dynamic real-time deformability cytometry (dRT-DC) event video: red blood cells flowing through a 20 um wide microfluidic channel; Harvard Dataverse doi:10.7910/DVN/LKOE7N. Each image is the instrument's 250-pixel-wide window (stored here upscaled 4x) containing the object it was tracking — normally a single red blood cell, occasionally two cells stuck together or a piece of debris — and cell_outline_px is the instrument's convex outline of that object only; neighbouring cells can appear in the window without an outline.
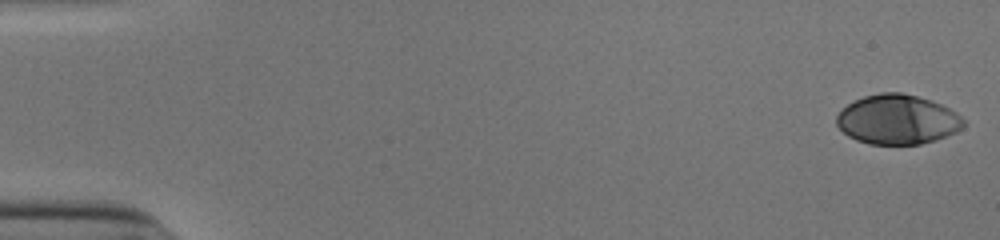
{"species": "human", "species_latin": "Homo sapiens", "temperature_condition": "cold", "stored_images_in_passage": 53, "camera_frame_rate_fps": 3000, "um_per_image_px": 0.085, "donor": {"sex": "male"}, "frame": {"image": 1, "passage_image": 1, "time_ms": 0.0, "image_size_px": [1000, 240], "cell_outline_px": [[964, 124], [956, 132], [920, 144], [868, 144], [856, 140], [848, 136], [836, 124], [836, 116], [848, 104], [864, 96], [880, 92], [900, 92], [932, 100], [956, 112], [964, 120]], "centroid_in_image_um": [76.26, 10.15], "position_along_channel_um": 8.7, "area_um2": 36.41}}
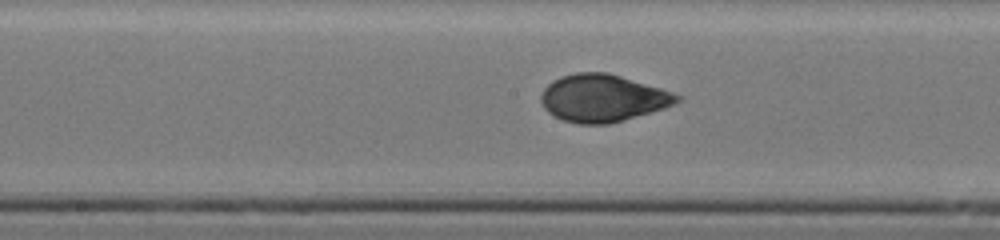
{"frame": {"image": 2, "passage_image": 28, "time_ms": 9.0, "image_size_px": [1000, 240], "cell_outline_px": [[684, 96], [680, 100], [664, 108], [624, 120], [608, 124], [580, 124], [564, 120], [548, 112], [544, 108], [540, 100], [540, 96], [544, 88], [552, 80], [560, 76], [576, 72], [608, 72], [660, 88]], "centroid_in_image_um": [51.21, 8.33], "position_along_channel_um": 197.0, "area_um2": 37.45}}
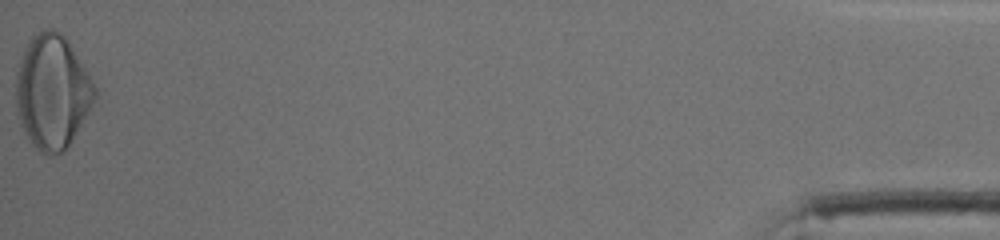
{"frame": {"image": 3, "passage_image": 53, "time_ms": 17.333, "image_size_px": [1000, 240], "cell_outline_px": [[96, 96], [88, 112], [72, 140], [64, 152], [52, 156], [48, 156], [40, 152], [32, 144], [24, 132], [20, 124], [16, 112], [16, 72], [20, 56], [28, 40], [32, 36], [44, 28], [56, 28], [68, 40], [84, 64], [96, 88]], "centroid_in_image_um": [4.42, 7.79], "position_along_channel_um": 430.8, "area_um2": 52.94}, "authors_computed_cell_mechanics": {"area_um2": 37.3388, "velocity_mm_per_s": 3.9146, "shape_relaxation_time_tau1_ms": 6.0854, "shape_relaxation_time_tau2_ms": 0.7424, "deformation_change_tau1": 0.22, "deformation_change_tau2": 0.0434}}